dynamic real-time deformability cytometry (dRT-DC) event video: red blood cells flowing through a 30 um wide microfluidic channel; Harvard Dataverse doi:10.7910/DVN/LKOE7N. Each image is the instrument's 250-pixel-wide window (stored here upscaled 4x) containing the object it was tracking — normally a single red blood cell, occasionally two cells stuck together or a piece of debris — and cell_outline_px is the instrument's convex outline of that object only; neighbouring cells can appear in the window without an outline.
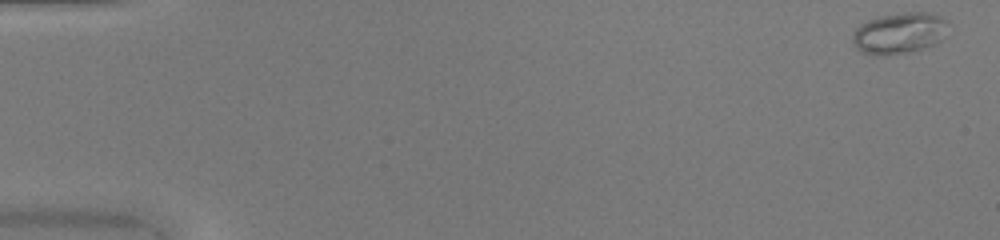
{"species": "common noctule bat (a hibernating species)", "species_latin": "Nyctalus noctula", "temperature_condition": "warm", "stored_images_in_passage": 49, "camera_frame_rate_fps": 3000, "um_per_image_px": 0.085, "animal": {"sex": "female", "body_mass_g": 20.0, "forearm_length_mm": 54.0}, "frame": {"image": 1, "passage_image": 1, "time_ms": 0.0, "image_size_px": [1000, 240], "cell_outline_px": [[948, 36], [936, 44], [924, 48], [908, 52], [888, 56], [876, 56], [864, 52], [856, 48], [852, 40], [852, 32], [860, 24], [868, 20], [880, 16], [904, 12], [924, 12], [940, 16], [948, 24]], "centroid_in_image_um": [76.46, 2.83], "position_along_channel_um": 8.5, "area_um2": 23.35}}
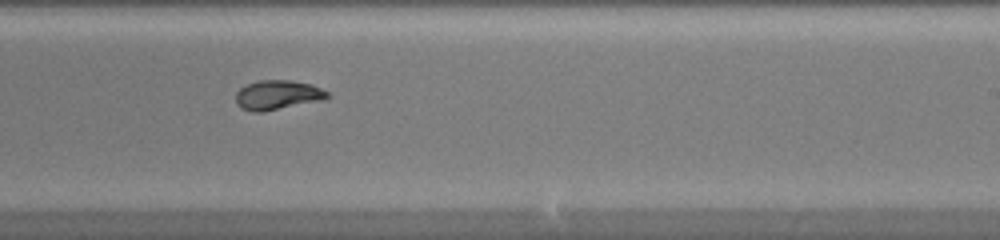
{"frame": {"image": 2, "passage_image": 31, "time_ms": 10.0, "image_size_px": [1000, 240], "cell_outline_px": [[332, 96], [324, 100], [260, 112], [252, 112], [240, 108], [236, 104], [236, 92], [240, 88], [248, 84], [260, 80], [288, 80], [312, 84], [328, 92]], "centroid_in_image_um": [23.6, 8.08], "position_along_channel_um": 265.4, "area_um2": 15.78}}
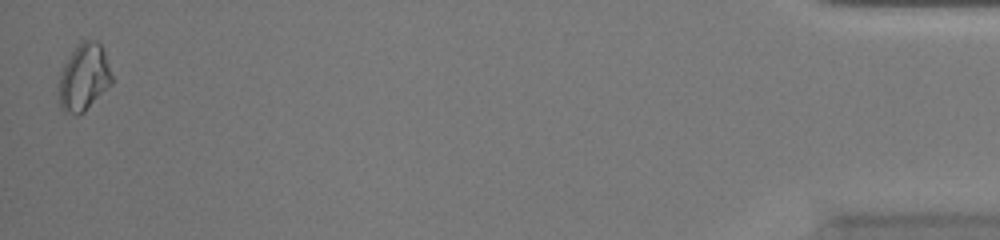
{"frame": {"image": 3, "passage_image": 49, "time_ms": 16.0, "image_size_px": [1000, 240], "cell_outline_px": [[112, 84], [84, 112], [64, 112], [60, 108], [60, 72], [68, 56], [84, 40], [96, 40], [100, 44], [104, 52], [112, 76]], "centroid_in_image_um": [7.15, 6.56], "position_along_channel_um": 428.1, "area_um2": 20.17}, "authors_computed_cell_mechanics": {"area_um2": 16.3574, "velocity_mm_per_s": 4.1747, "shape_relaxation_time_tau1_ms": 7.717, "shape_relaxation_time_tau2_ms": null, "deformation_change_tau1": 0.2537, "deformation_change_tau2": null}}